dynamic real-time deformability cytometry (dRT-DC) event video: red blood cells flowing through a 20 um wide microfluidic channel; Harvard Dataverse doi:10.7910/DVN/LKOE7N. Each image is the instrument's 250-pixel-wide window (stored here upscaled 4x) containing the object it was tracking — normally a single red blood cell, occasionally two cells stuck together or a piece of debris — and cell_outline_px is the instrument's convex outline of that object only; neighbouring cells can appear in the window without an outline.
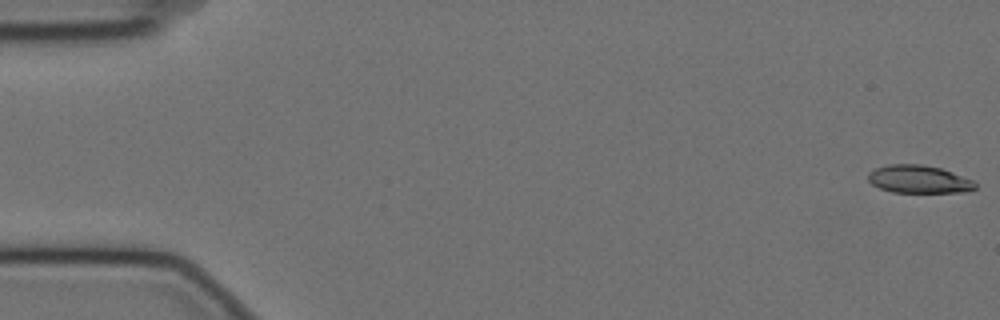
{"species": "Egyptian fruit bat (a non-hibernating species)", "species_latin": "Rousettus aegyptiacus", "temperature_condition": "cold", "stored_images_in_passage": 58, "camera_frame_rate_fps": 3000, "um_per_image_px": 0.085, "animal": {"sex": "female"}, "frame": {"image": 1, "passage_image": 1, "time_ms": 0.0, "image_size_px": [1000, 320], "cell_outline_px": [[976, 188], [964, 192], [892, 192], [880, 188], [872, 184], [868, 180], [868, 172], [876, 168], [888, 164], [920, 164], [940, 168], [972, 180], [976, 184]], "centroid_in_image_um": [78.06, 15.23], "position_along_channel_um": 6.9, "area_um2": 17.22}}
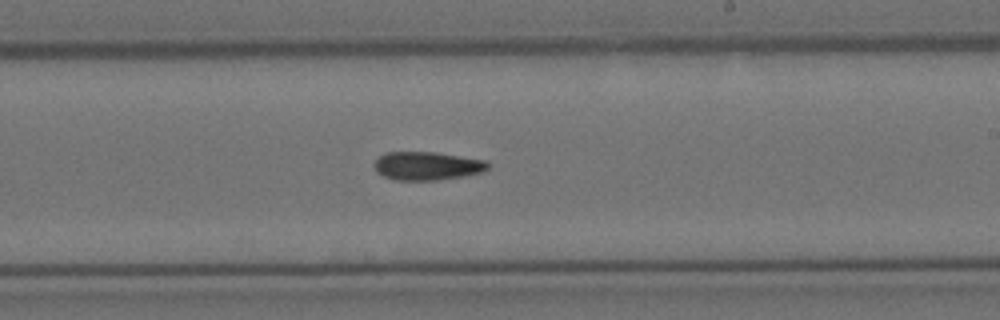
{"frame": {"image": 2, "passage_image": 34, "time_ms": 11.0, "image_size_px": [1000, 320], "cell_outline_px": [[488, 168], [484, 172], [464, 176], [436, 180], [396, 180], [384, 176], [376, 172], [376, 160], [380, 156], [388, 152], [436, 152], [488, 160]], "centroid_in_image_um": [36.36, 14.1], "position_along_channel_um": 252.6, "area_um2": 18.79}}
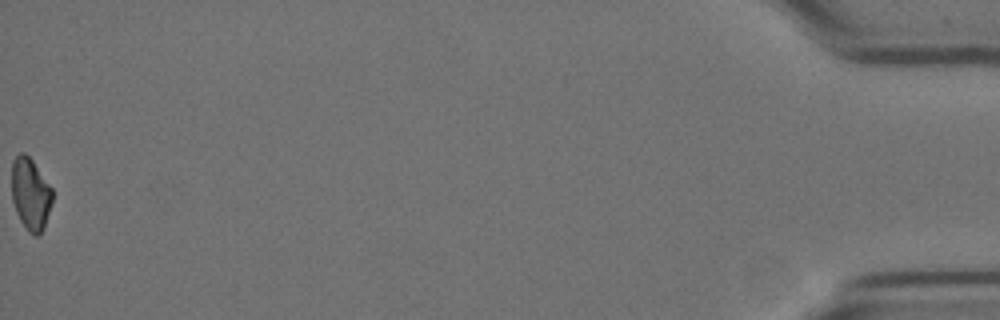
{"frame": {"image": 3, "passage_image": 58, "time_ms": 19.0, "image_size_px": [1000, 320], "cell_outline_px": [[52, 200], [44, 228], [40, 236], [36, 236], [28, 232], [20, 220], [16, 212], [12, 200], [12, 160], [20, 152], [24, 152], [32, 160], [52, 188]], "centroid_in_image_um": [2.58, 16.5], "position_along_channel_um": 432.6, "area_um2": 17.11}}